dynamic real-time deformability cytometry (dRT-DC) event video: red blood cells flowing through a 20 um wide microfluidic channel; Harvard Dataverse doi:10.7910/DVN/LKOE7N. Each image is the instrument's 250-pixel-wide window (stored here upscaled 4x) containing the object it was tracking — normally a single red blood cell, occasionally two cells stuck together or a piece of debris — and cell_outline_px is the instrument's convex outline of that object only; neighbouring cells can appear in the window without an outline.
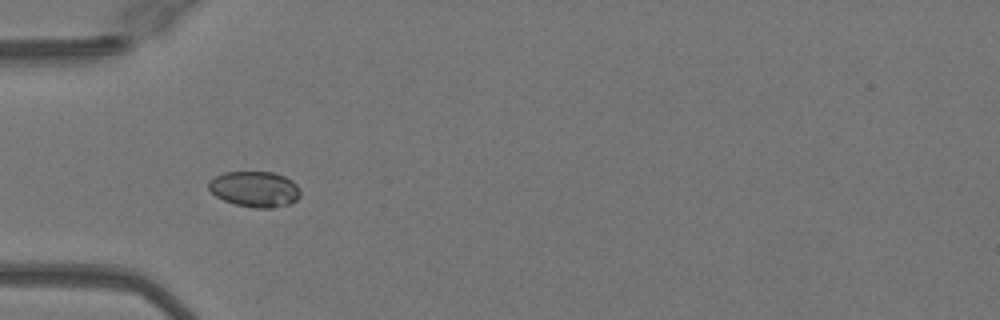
{"species": "Egyptian fruit bat (a non-hibernating species)", "species_latin": "Rousettus aegyptiacus", "temperature_condition": "warm", "stored_images_in_passage": 35, "camera_frame_rate_fps": 3000, "um_per_image_px": 0.085, "animal": {"sex": "female"}, "frame": {"image": 1, "passage_image": 1, "time_ms": 0.0, "image_size_px": [1000, 320], "cell_outline_px": [[300, 196], [292, 204], [272, 208], [256, 208], [236, 204], [224, 200], [216, 196], [208, 188], [208, 180], [224, 172], [272, 172], [284, 176], [292, 180], [300, 188]], "centroid_in_image_um": [21.68, 16.07], "position_along_channel_um": 63.3, "area_um2": 19.19}}
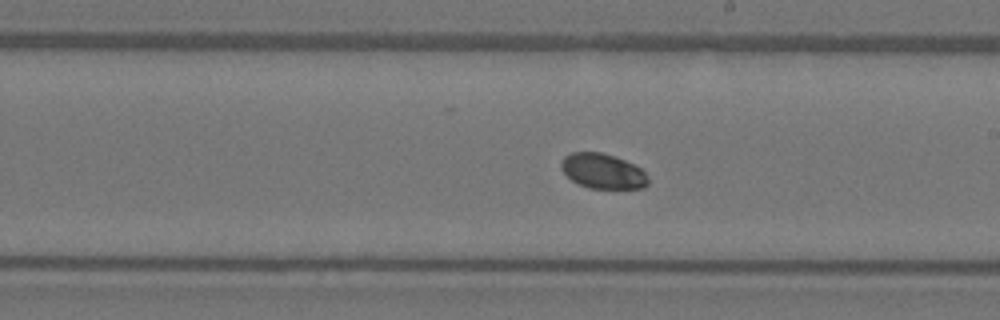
{"frame": {"image": 2, "passage_image": 14, "time_ms": 4.333, "image_size_px": [1000, 320], "cell_outline_px": [[648, 184], [644, 188], [588, 188], [572, 180], [560, 168], [560, 160], [564, 156], [572, 152], [600, 152], [624, 160], [640, 168], [648, 176]], "centroid_in_image_um": [51.21, 14.54], "position_along_channel_um": 237.8, "area_um2": 17.63}}
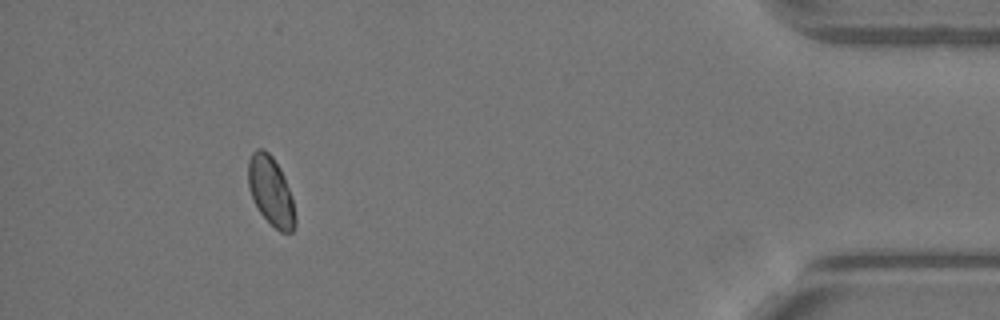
{"frame": {"image": 3, "passage_image": 31, "time_ms": 10.0, "image_size_px": [1000, 320], "cell_outline_px": [[296, 224], [292, 232], [280, 232], [260, 212], [252, 196], [248, 184], [248, 160], [252, 152], [256, 148], [264, 148], [272, 156], [280, 168], [284, 176], [292, 196], [296, 216]], "centroid_in_image_um": [23.04, 16.21], "position_along_channel_um": 412.2, "area_um2": 18.84}}